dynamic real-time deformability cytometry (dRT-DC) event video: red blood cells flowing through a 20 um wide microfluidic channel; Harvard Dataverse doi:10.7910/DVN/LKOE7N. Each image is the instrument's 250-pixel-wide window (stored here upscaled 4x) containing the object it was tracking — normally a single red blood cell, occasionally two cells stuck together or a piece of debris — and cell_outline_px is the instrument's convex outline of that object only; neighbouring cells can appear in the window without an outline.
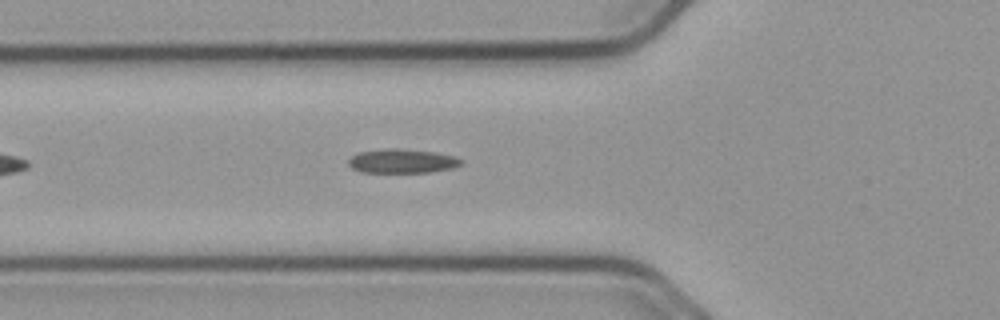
{"species": "common noctule bat (a hibernating species)", "species_latin": "Nyctalus noctula", "temperature_condition": "cold", "stored_images_in_passage": 10, "camera_frame_rate_fps": 3000, "um_per_image_px": 0.085, "animal": {"sex": "male", "body_mass_g": 23.1, "forearm_length_mm": 52.7}, "frame": {"image": 1, "passage_image": 2, "time_ms": 0.333, "image_size_px": [1000, 320], "cell_outline_px": [[464, 164], [452, 168], [428, 172], [360, 172], [352, 168], [348, 164], [348, 160], [352, 156], [360, 152], [384, 148], [396, 148], [432, 152], [452, 156], [464, 160]], "centroid_in_image_um": [34.17, 13.69], "position_along_channel_um": 91.6, "area_um2": 15.72}}
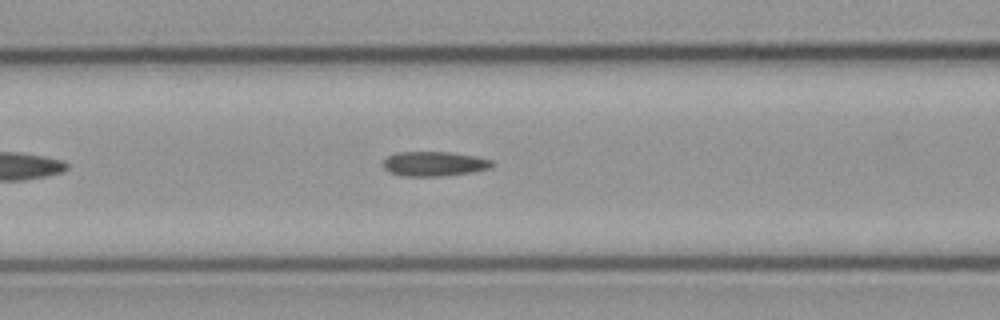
{"frame": {"image": 2, "passage_image": 5, "time_ms": 1.333, "image_size_px": [1000, 320], "cell_outline_px": [[492, 164], [488, 168], [472, 172], [440, 176], [404, 176], [388, 172], [384, 168], [384, 160], [388, 156], [396, 152], [448, 152], [476, 156], [492, 160]], "centroid_in_image_um": [36.87, 13.92], "position_along_channel_um": 129.7, "area_um2": 15.49}}